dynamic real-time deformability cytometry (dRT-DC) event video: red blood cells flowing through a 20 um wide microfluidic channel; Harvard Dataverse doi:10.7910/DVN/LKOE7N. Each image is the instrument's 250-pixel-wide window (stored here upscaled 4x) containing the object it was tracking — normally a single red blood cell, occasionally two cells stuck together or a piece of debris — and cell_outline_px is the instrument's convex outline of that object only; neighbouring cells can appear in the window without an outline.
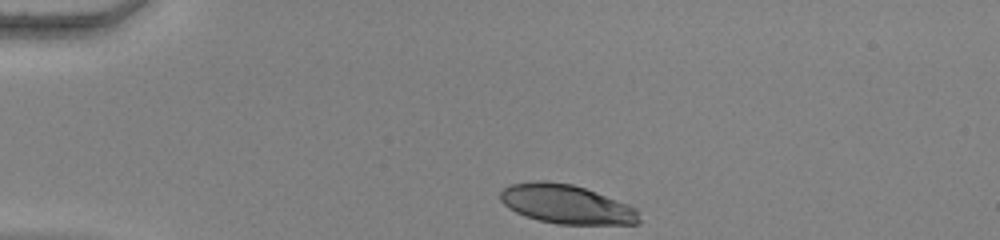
{"species": "human", "species_latin": "Homo sapiens", "temperature_condition": "warm", "stored_images_in_passage": 34, "camera_frame_rate_fps": 3000, "um_per_image_px": 0.085, "donor": {"sex": "female"}, "frame": {"image": 1, "passage_image": 1, "time_ms": 0.0, "image_size_px": [1000, 240], "cell_outline_px": [[640, 224], [556, 224], [524, 216], [508, 208], [500, 200], [500, 192], [504, 188], [512, 184], [536, 180], [544, 180], [572, 184], [596, 192], [628, 204], [636, 208], [640, 220]], "centroid_in_image_um": [48.13, 17.36], "position_along_channel_um": 36.9, "area_um2": 31.62}}
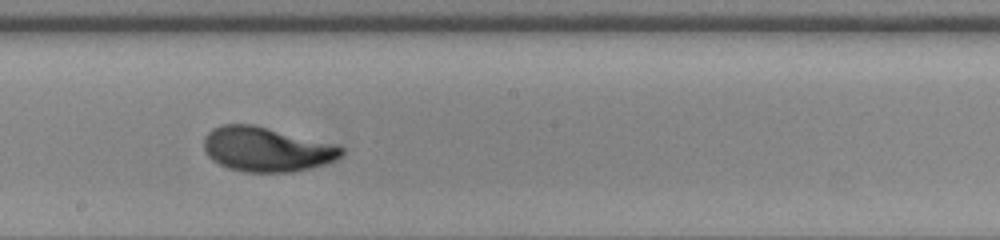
{"frame": {"image": 2, "passage_image": 20, "time_ms": 6.333, "image_size_px": [1000, 240], "cell_outline_px": [[344, 152], [340, 156], [324, 164], [292, 172], [244, 172], [228, 168], [212, 160], [204, 152], [204, 136], [212, 128], [224, 124], [252, 124], [268, 128], [344, 148]], "centroid_in_image_um": [22.55, 12.7], "position_along_channel_um": 225.6, "area_um2": 35.08}}
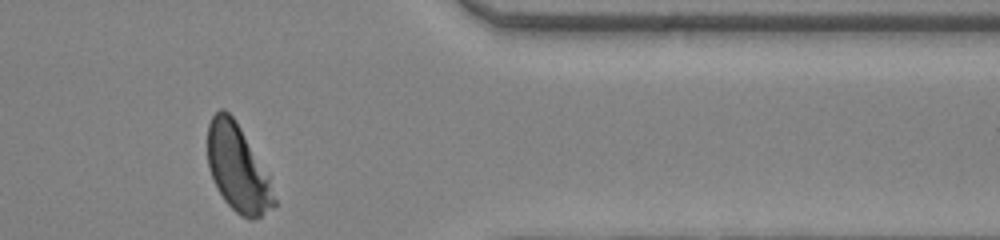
{"frame": {"image": 3, "passage_image": 34, "time_ms": 11.0, "image_size_px": [1000, 240], "cell_outline_px": [[276, 204], [272, 208], [260, 216], [252, 220], [248, 220], [240, 216], [224, 200], [216, 188], [208, 168], [208, 124], [212, 116], [220, 108], [224, 108], [236, 120], [268, 176], [276, 200]], "centroid_in_image_um": [20.18, 14.31], "position_along_channel_um": 391.2, "area_um2": 33.41}, "authors_computed_cell_mechanics": {"area_um2": 34.4488, "velocity_mm_per_s": 3.8497, "shape_relaxation_time_tau1_ms": 2.8695, "shape_relaxation_time_tau2_ms": null, "deformation_change_tau1": 0.1874, "deformation_change_tau2": null}}